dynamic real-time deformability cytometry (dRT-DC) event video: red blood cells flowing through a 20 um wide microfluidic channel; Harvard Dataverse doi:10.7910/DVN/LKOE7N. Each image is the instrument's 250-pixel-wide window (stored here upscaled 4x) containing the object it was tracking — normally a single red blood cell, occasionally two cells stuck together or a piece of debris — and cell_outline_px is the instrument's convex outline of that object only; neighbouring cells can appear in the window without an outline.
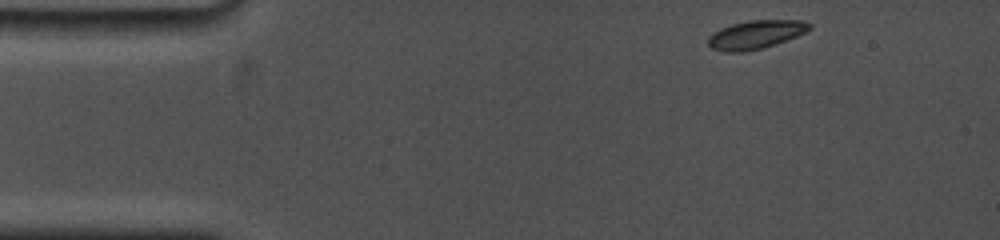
{"species": "common noctule bat (a hibernating species)", "species_latin": "Nyctalus noctula", "temperature_condition": "cold", "stored_images_in_passage": 15, "camera_frame_rate_fps": 5000, "um_per_image_px": 0.085, "animal": {"sex": "female", "body_mass_g": 19.0, "forearm_length_mm": 53.3}, "frame": {"image": 1, "passage_image": 1, "time_ms": 0.0, "image_size_px": [1000, 240], "cell_outline_px": [[812, 28], [808, 32], [760, 48], [744, 52], [724, 52], [712, 48], [708, 44], [708, 36], [720, 28], [732, 24], [748, 20], [804, 20], [812, 24]], "centroid_in_image_um": [64.24, 2.92], "position_along_channel_um": 20.8, "area_um2": 16.76}}
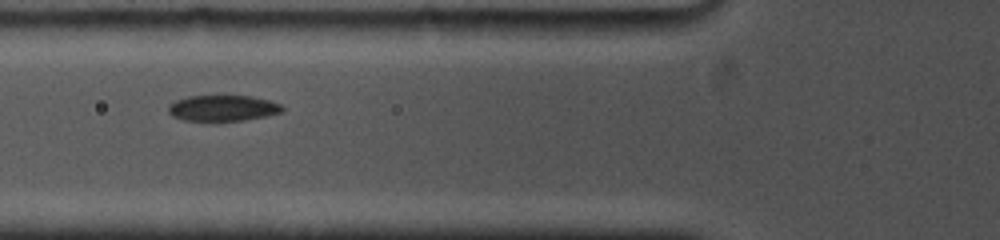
{"frame": {"image": 2, "passage_image": 11, "time_ms": 4.4, "image_size_px": [1000, 240], "cell_outline_px": [[284, 112], [244, 120], [184, 120], [172, 116], [168, 112], [168, 104], [176, 100], [188, 96], [252, 96], [268, 100], [280, 104], [284, 108]], "centroid_in_image_um": [18.93, 9.18], "position_along_channel_um": 106.9, "area_um2": 17.05}}
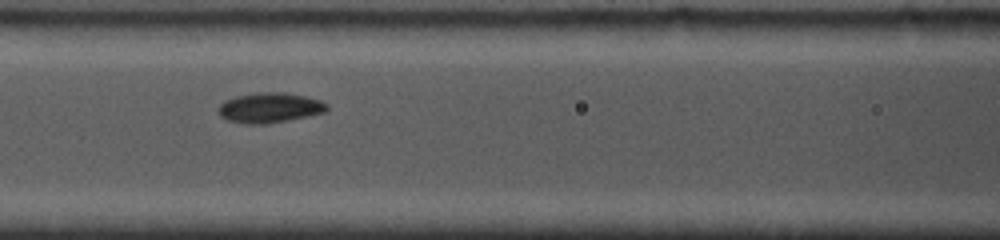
{"frame": {"image": 3, "passage_image": 13, "time_ms": 5.4, "image_size_px": [1000, 240], "cell_outline_px": [[328, 108], [324, 112], [308, 116], [288, 120], [264, 124], [244, 124], [228, 120], [220, 116], [216, 112], [220, 104], [224, 100], [236, 96], [256, 92], [284, 92], [304, 96], [320, 100], [328, 104]], "centroid_in_image_um": [22.88, 9.15], "position_along_channel_um": 143.7, "area_um2": 19.13}}